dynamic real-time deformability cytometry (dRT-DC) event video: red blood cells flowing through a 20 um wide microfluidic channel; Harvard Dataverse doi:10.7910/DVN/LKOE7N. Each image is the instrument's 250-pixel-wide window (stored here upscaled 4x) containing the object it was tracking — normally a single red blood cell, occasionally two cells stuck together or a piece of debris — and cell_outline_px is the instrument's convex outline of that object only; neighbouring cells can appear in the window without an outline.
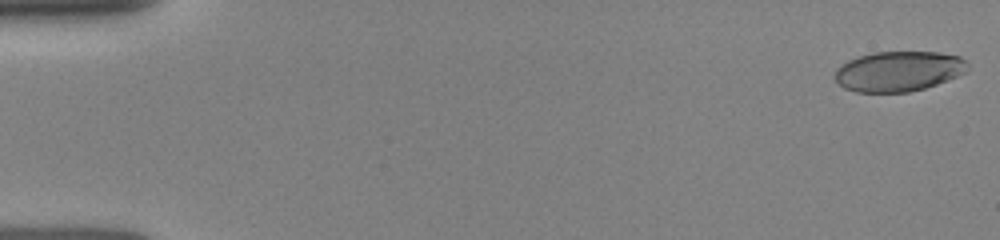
{"species": "human", "species_latin": "Homo sapiens", "temperature_condition": "room temperature", "stored_images_in_passage": 51, "camera_frame_rate_fps": 3000, "um_per_image_px": 0.085, "donor": {"sex": "female"}, "frame": {"image": 1, "passage_image": 1, "time_ms": 0.0, "image_size_px": [1000, 240], "cell_outline_px": [[968, 68], [964, 72], [956, 76], [936, 84], [924, 88], [908, 92], [856, 92], [844, 88], [832, 76], [836, 68], [848, 60], [872, 52], [940, 52], [960, 56], [968, 64]], "centroid_in_image_um": [76.34, 6.05], "position_along_channel_um": 8.7, "area_um2": 31.04}}
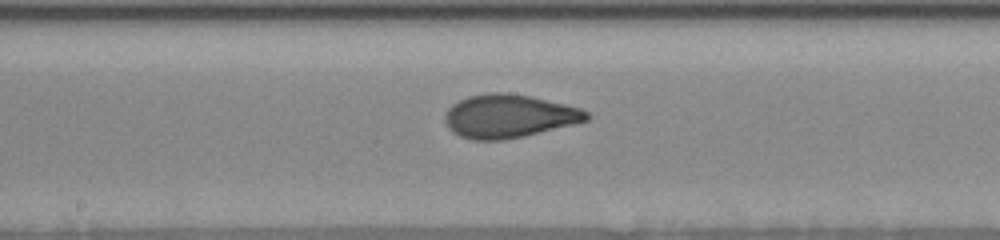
{"frame": {"image": 2, "passage_image": 27, "time_ms": 8.333, "image_size_px": [1000, 240], "cell_outline_px": [[592, 116], [588, 120], [524, 136], [504, 140], [472, 140], [460, 136], [452, 132], [448, 128], [444, 120], [444, 116], [448, 108], [452, 104], [468, 96], [492, 92], [500, 92], [532, 96], [580, 108], [588, 112]], "centroid_in_image_um": [43.23, 9.87], "position_along_channel_um": 205.0, "area_um2": 35.72}}
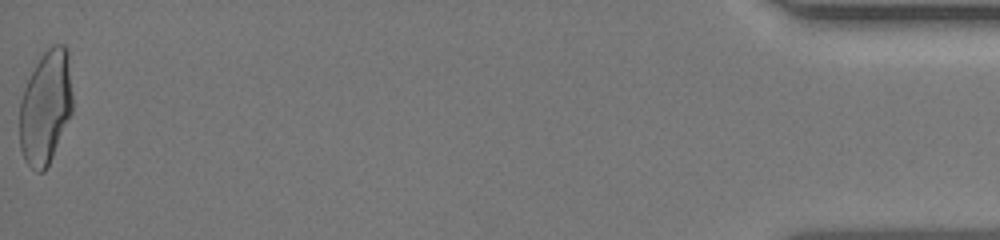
{"frame": {"image": 3, "passage_image": 51, "time_ms": 16.0, "image_size_px": [1000, 240], "cell_outline_px": [[72, 112], [52, 156], [44, 172], [36, 172], [24, 160], [20, 148], [20, 100], [24, 88], [40, 56], [52, 44], [64, 44], [68, 48], [72, 96]], "centroid_in_image_um": [3.88, 9.09], "position_along_channel_um": 431.3, "area_um2": 35.03}}